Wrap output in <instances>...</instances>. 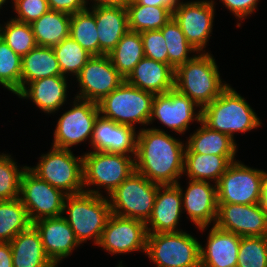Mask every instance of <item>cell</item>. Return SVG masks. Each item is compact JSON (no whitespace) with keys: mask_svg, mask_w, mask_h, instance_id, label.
Returning <instances> with one entry per match:
<instances>
[{"mask_svg":"<svg viewBox=\"0 0 267 267\" xmlns=\"http://www.w3.org/2000/svg\"><path fill=\"white\" fill-rule=\"evenodd\" d=\"M184 141L165 130L140 128L137 134L135 171L159 185H176L184 171Z\"/></svg>","mask_w":267,"mask_h":267,"instance_id":"1","label":"cell"},{"mask_svg":"<svg viewBox=\"0 0 267 267\" xmlns=\"http://www.w3.org/2000/svg\"><path fill=\"white\" fill-rule=\"evenodd\" d=\"M218 69L211 53H197L174 70V88L187 95L202 110L229 86L222 81Z\"/></svg>","mask_w":267,"mask_h":267,"instance_id":"2","label":"cell"},{"mask_svg":"<svg viewBox=\"0 0 267 267\" xmlns=\"http://www.w3.org/2000/svg\"><path fill=\"white\" fill-rule=\"evenodd\" d=\"M201 121L211 130L229 135L246 133L261 126L256 112L230 85L202 110Z\"/></svg>","mask_w":267,"mask_h":267,"instance_id":"3","label":"cell"},{"mask_svg":"<svg viewBox=\"0 0 267 267\" xmlns=\"http://www.w3.org/2000/svg\"><path fill=\"white\" fill-rule=\"evenodd\" d=\"M64 214H68L63 217L81 245L93 239V243L97 246L112 213L106 196L82 192L66 196Z\"/></svg>","mask_w":267,"mask_h":267,"instance_id":"4","label":"cell"},{"mask_svg":"<svg viewBox=\"0 0 267 267\" xmlns=\"http://www.w3.org/2000/svg\"><path fill=\"white\" fill-rule=\"evenodd\" d=\"M83 156L84 192L102 195L105 188L108 196L135 172V156L104 151L85 152ZM97 186L96 189H92ZM91 188V189H90Z\"/></svg>","mask_w":267,"mask_h":267,"instance_id":"5","label":"cell"},{"mask_svg":"<svg viewBox=\"0 0 267 267\" xmlns=\"http://www.w3.org/2000/svg\"><path fill=\"white\" fill-rule=\"evenodd\" d=\"M154 94L129 84L126 80L98 102L100 115L121 125H149ZM135 124V125H134Z\"/></svg>","mask_w":267,"mask_h":267,"instance_id":"6","label":"cell"},{"mask_svg":"<svg viewBox=\"0 0 267 267\" xmlns=\"http://www.w3.org/2000/svg\"><path fill=\"white\" fill-rule=\"evenodd\" d=\"M70 149L51 147L40 156L36 166L27 168L41 180L62 190L67 195L84 192L83 156H74Z\"/></svg>","mask_w":267,"mask_h":267,"instance_id":"7","label":"cell"},{"mask_svg":"<svg viewBox=\"0 0 267 267\" xmlns=\"http://www.w3.org/2000/svg\"><path fill=\"white\" fill-rule=\"evenodd\" d=\"M200 245L186 231L147 234L145 253L156 267H201Z\"/></svg>","mask_w":267,"mask_h":267,"instance_id":"8","label":"cell"},{"mask_svg":"<svg viewBox=\"0 0 267 267\" xmlns=\"http://www.w3.org/2000/svg\"><path fill=\"white\" fill-rule=\"evenodd\" d=\"M159 186L135 171L107 196L111 213L146 223L151 216Z\"/></svg>","mask_w":267,"mask_h":267,"instance_id":"9","label":"cell"},{"mask_svg":"<svg viewBox=\"0 0 267 267\" xmlns=\"http://www.w3.org/2000/svg\"><path fill=\"white\" fill-rule=\"evenodd\" d=\"M263 170L239 160L232 162L217 183L218 204H258L262 196Z\"/></svg>","mask_w":267,"mask_h":267,"instance_id":"10","label":"cell"},{"mask_svg":"<svg viewBox=\"0 0 267 267\" xmlns=\"http://www.w3.org/2000/svg\"><path fill=\"white\" fill-rule=\"evenodd\" d=\"M70 110L59 118L54 130L53 147L72 149V146L86 142L91 143L94 124L100 115L98 103L74 97Z\"/></svg>","mask_w":267,"mask_h":267,"instance_id":"11","label":"cell"},{"mask_svg":"<svg viewBox=\"0 0 267 267\" xmlns=\"http://www.w3.org/2000/svg\"><path fill=\"white\" fill-rule=\"evenodd\" d=\"M67 194L41 180L28 168L21 176L19 199L27 210L31 223L43 218L63 215Z\"/></svg>","mask_w":267,"mask_h":267,"instance_id":"12","label":"cell"},{"mask_svg":"<svg viewBox=\"0 0 267 267\" xmlns=\"http://www.w3.org/2000/svg\"><path fill=\"white\" fill-rule=\"evenodd\" d=\"M199 108L187 95L173 88L166 93L154 96L149 125L157 119L165 127L179 135H184L191 122H201L202 111Z\"/></svg>","mask_w":267,"mask_h":267,"instance_id":"13","label":"cell"},{"mask_svg":"<svg viewBox=\"0 0 267 267\" xmlns=\"http://www.w3.org/2000/svg\"><path fill=\"white\" fill-rule=\"evenodd\" d=\"M80 88L75 98L100 102L118 88L125 78L111 63L108 55L92 56L76 77Z\"/></svg>","mask_w":267,"mask_h":267,"instance_id":"14","label":"cell"},{"mask_svg":"<svg viewBox=\"0 0 267 267\" xmlns=\"http://www.w3.org/2000/svg\"><path fill=\"white\" fill-rule=\"evenodd\" d=\"M214 0L180 2L173 10V18L178 23L186 40L198 51L205 53L211 37L215 17Z\"/></svg>","mask_w":267,"mask_h":267,"instance_id":"15","label":"cell"},{"mask_svg":"<svg viewBox=\"0 0 267 267\" xmlns=\"http://www.w3.org/2000/svg\"><path fill=\"white\" fill-rule=\"evenodd\" d=\"M147 230L145 222L111 214L102 232L98 247L109 254H127L146 251Z\"/></svg>","mask_w":267,"mask_h":267,"instance_id":"16","label":"cell"},{"mask_svg":"<svg viewBox=\"0 0 267 267\" xmlns=\"http://www.w3.org/2000/svg\"><path fill=\"white\" fill-rule=\"evenodd\" d=\"M188 180V186L184 191L180 182L176 184L182 196V209L195 227L204 232L211 223L215 225L217 220V184L213 185L209 181Z\"/></svg>","mask_w":267,"mask_h":267,"instance_id":"17","label":"cell"},{"mask_svg":"<svg viewBox=\"0 0 267 267\" xmlns=\"http://www.w3.org/2000/svg\"><path fill=\"white\" fill-rule=\"evenodd\" d=\"M215 225L241 237H267V213L258 204H218Z\"/></svg>","mask_w":267,"mask_h":267,"instance_id":"18","label":"cell"},{"mask_svg":"<svg viewBox=\"0 0 267 267\" xmlns=\"http://www.w3.org/2000/svg\"><path fill=\"white\" fill-rule=\"evenodd\" d=\"M32 225L40 234L46 255L56 267L80 246L75 233L63 215L43 218Z\"/></svg>","mask_w":267,"mask_h":267,"instance_id":"19","label":"cell"},{"mask_svg":"<svg viewBox=\"0 0 267 267\" xmlns=\"http://www.w3.org/2000/svg\"><path fill=\"white\" fill-rule=\"evenodd\" d=\"M182 196L177 185H160L157 190L153 210L145 223L148 234L180 232L182 216ZM180 219V220H179Z\"/></svg>","mask_w":267,"mask_h":267,"instance_id":"20","label":"cell"},{"mask_svg":"<svg viewBox=\"0 0 267 267\" xmlns=\"http://www.w3.org/2000/svg\"><path fill=\"white\" fill-rule=\"evenodd\" d=\"M135 129L99 115L94 124L91 148L93 151L135 156L138 134Z\"/></svg>","mask_w":267,"mask_h":267,"instance_id":"21","label":"cell"},{"mask_svg":"<svg viewBox=\"0 0 267 267\" xmlns=\"http://www.w3.org/2000/svg\"><path fill=\"white\" fill-rule=\"evenodd\" d=\"M206 240L200 245L201 267H237L241 236L213 225Z\"/></svg>","mask_w":267,"mask_h":267,"instance_id":"22","label":"cell"},{"mask_svg":"<svg viewBox=\"0 0 267 267\" xmlns=\"http://www.w3.org/2000/svg\"><path fill=\"white\" fill-rule=\"evenodd\" d=\"M67 77H45L28 83L17 96L29 99L44 113L55 114L67 101Z\"/></svg>","mask_w":267,"mask_h":267,"instance_id":"23","label":"cell"},{"mask_svg":"<svg viewBox=\"0 0 267 267\" xmlns=\"http://www.w3.org/2000/svg\"><path fill=\"white\" fill-rule=\"evenodd\" d=\"M100 56L110 53L124 34L129 31L127 8L94 6Z\"/></svg>","mask_w":267,"mask_h":267,"instance_id":"24","label":"cell"},{"mask_svg":"<svg viewBox=\"0 0 267 267\" xmlns=\"http://www.w3.org/2000/svg\"><path fill=\"white\" fill-rule=\"evenodd\" d=\"M125 80L143 91L162 94L174 88V70L144 56Z\"/></svg>","mask_w":267,"mask_h":267,"instance_id":"25","label":"cell"},{"mask_svg":"<svg viewBox=\"0 0 267 267\" xmlns=\"http://www.w3.org/2000/svg\"><path fill=\"white\" fill-rule=\"evenodd\" d=\"M13 267H56L46 255L41 237L31 225L10 241Z\"/></svg>","mask_w":267,"mask_h":267,"instance_id":"26","label":"cell"},{"mask_svg":"<svg viewBox=\"0 0 267 267\" xmlns=\"http://www.w3.org/2000/svg\"><path fill=\"white\" fill-rule=\"evenodd\" d=\"M236 155H213L184 153V171L188 179L213 181L217 184L229 165L236 161Z\"/></svg>","mask_w":267,"mask_h":267,"instance_id":"27","label":"cell"},{"mask_svg":"<svg viewBox=\"0 0 267 267\" xmlns=\"http://www.w3.org/2000/svg\"><path fill=\"white\" fill-rule=\"evenodd\" d=\"M58 75L62 73L52 47L37 45L22 57L20 91L34 80Z\"/></svg>","mask_w":267,"mask_h":267,"instance_id":"28","label":"cell"},{"mask_svg":"<svg viewBox=\"0 0 267 267\" xmlns=\"http://www.w3.org/2000/svg\"><path fill=\"white\" fill-rule=\"evenodd\" d=\"M200 127L190 134L185 153L236 155L237 144L229 135L211 130L202 121Z\"/></svg>","mask_w":267,"mask_h":267,"instance_id":"29","label":"cell"},{"mask_svg":"<svg viewBox=\"0 0 267 267\" xmlns=\"http://www.w3.org/2000/svg\"><path fill=\"white\" fill-rule=\"evenodd\" d=\"M71 15L48 10L30 24L38 46L54 47L70 36Z\"/></svg>","mask_w":267,"mask_h":267,"instance_id":"30","label":"cell"},{"mask_svg":"<svg viewBox=\"0 0 267 267\" xmlns=\"http://www.w3.org/2000/svg\"><path fill=\"white\" fill-rule=\"evenodd\" d=\"M107 55L113 66L126 79L144 57L141 33L129 30Z\"/></svg>","mask_w":267,"mask_h":267,"instance_id":"31","label":"cell"},{"mask_svg":"<svg viewBox=\"0 0 267 267\" xmlns=\"http://www.w3.org/2000/svg\"><path fill=\"white\" fill-rule=\"evenodd\" d=\"M129 30L144 32L161 29L172 17L173 12L166 7L144 6L134 0L127 5Z\"/></svg>","mask_w":267,"mask_h":267,"instance_id":"32","label":"cell"},{"mask_svg":"<svg viewBox=\"0 0 267 267\" xmlns=\"http://www.w3.org/2000/svg\"><path fill=\"white\" fill-rule=\"evenodd\" d=\"M32 225L19 198L0 200V242H10Z\"/></svg>","mask_w":267,"mask_h":267,"instance_id":"33","label":"cell"},{"mask_svg":"<svg viewBox=\"0 0 267 267\" xmlns=\"http://www.w3.org/2000/svg\"><path fill=\"white\" fill-rule=\"evenodd\" d=\"M160 30L165 38L167 46L168 65L173 70L191 60L195 54L198 53L186 40L182 29L173 17ZM191 53L195 54L190 57Z\"/></svg>","mask_w":267,"mask_h":267,"instance_id":"34","label":"cell"},{"mask_svg":"<svg viewBox=\"0 0 267 267\" xmlns=\"http://www.w3.org/2000/svg\"><path fill=\"white\" fill-rule=\"evenodd\" d=\"M70 36L92 56H100L95 16L89 7L71 15Z\"/></svg>","mask_w":267,"mask_h":267,"instance_id":"35","label":"cell"},{"mask_svg":"<svg viewBox=\"0 0 267 267\" xmlns=\"http://www.w3.org/2000/svg\"><path fill=\"white\" fill-rule=\"evenodd\" d=\"M52 49L58 60L62 76H67V78L69 74L76 78L83 66L92 57V55L79 43L74 41L71 36L52 47Z\"/></svg>","mask_w":267,"mask_h":267,"instance_id":"36","label":"cell"},{"mask_svg":"<svg viewBox=\"0 0 267 267\" xmlns=\"http://www.w3.org/2000/svg\"><path fill=\"white\" fill-rule=\"evenodd\" d=\"M0 37L20 57L37 46L30 24L16 21L12 17L4 25L0 24Z\"/></svg>","mask_w":267,"mask_h":267,"instance_id":"37","label":"cell"},{"mask_svg":"<svg viewBox=\"0 0 267 267\" xmlns=\"http://www.w3.org/2000/svg\"><path fill=\"white\" fill-rule=\"evenodd\" d=\"M21 61L22 57L0 37V85L15 95L20 92Z\"/></svg>","mask_w":267,"mask_h":267,"instance_id":"38","label":"cell"},{"mask_svg":"<svg viewBox=\"0 0 267 267\" xmlns=\"http://www.w3.org/2000/svg\"><path fill=\"white\" fill-rule=\"evenodd\" d=\"M10 154H0V200L19 198L21 176L27 166H17Z\"/></svg>","mask_w":267,"mask_h":267,"instance_id":"39","label":"cell"},{"mask_svg":"<svg viewBox=\"0 0 267 267\" xmlns=\"http://www.w3.org/2000/svg\"><path fill=\"white\" fill-rule=\"evenodd\" d=\"M237 267H267V237H241Z\"/></svg>","mask_w":267,"mask_h":267,"instance_id":"40","label":"cell"},{"mask_svg":"<svg viewBox=\"0 0 267 267\" xmlns=\"http://www.w3.org/2000/svg\"><path fill=\"white\" fill-rule=\"evenodd\" d=\"M144 56L168 64V53L165 38L161 30L141 32Z\"/></svg>","mask_w":267,"mask_h":267,"instance_id":"41","label":"cell"},{"mask_svg":"<svg viewBox=\"0 0 267 267\" xmlns=\"http://www.w3.org/2000/svg\"><path fill=\"white\" fill-rule=\"evenodd\" d=\"M12 3L17 14L12 19L27 24L33 23L50 10L47 0H13Z\"/></svg>","mask_w":267,"mask_h":267,"instance_id":"42","label":"cell"},{"mask_svg":"<svg viewBox=\"0 0 267 267\" xmlns=\"http://www.w3.org/2000/svg\"><path fill=\"white\" fill-rule=\"evenodd\" d=\"M223 5L235 16L236 19L240 21L237 23V27L241 26V21L247 16L257 10V5L259 0H219Z\"/></svg>","mask_w":267,"mask_h":267,"instance_id":"43","label":"cell"},{"mask_svg":"<svg viewBox=\"0 0 267 267\" xmlns=\"http://www.w3.org/2000/svg\"><path fill=\"white\" fill-rule=\"evenodd\" d=\"M49 9L75 14L85 10L88 7L86 0H47Z\"/></svg>","mask_w":267,"mask_h":267,"instance_id":"44","label":"cell"},{"mask_svg":"<svg viewBox=\"0 0 267 267\" xmlns=\"http://www.w3.org/2000/svg\"><path fill=\"white\" fill-rule=\"evenodd\" d=\"M137 4L144 6L166 7L173 10L180 4L181 0H134Z\"/></svg>","mask_w":267,"mask_h":267,"instance_id":"45","label":"cell"},{"mask_svg":"<svg viewBox=\"0 0 267 267\" xmlns=\"http://www.w3.org/2000/svg\"><path fill=\"white\" fill-rule=\"evenodd\" d=\"M0 267H13L10 242H0Z\"/></svg>","mask_w":267,"mask_h":267,"instance_id":"46","label":"cell"},{"mask_svg":"<svg viewBox=\"0 0 267 267\" xmlns=\"http://www.w3.org/2000/svg\"><path fill=\"white\" fill-rule=\"evenodd\" d=\"M92 1V6L90 4V7L94 6H108V7H121V8H127V5L130 3L129 0H90ZM88 3L89 0H86Z\"/></svg>","mask_w":267,"mask_h":267,"instance_id":"47","label":"cell"},{"mask_svg":"<svg viewBox=\"0 0 267 267\" xmlns=\"http://www.w3.org/2000/svg\"><path fill=\"white\" fill-rule=\"evenodd\" d=\"M260 204L267 213V171H263L262 175V196Z\"/></svg>","mask_w":267,"mask_h":267,"instance_id":"48","label":"cell"},{"mask_svg":"<svg viewBox=\"0 0 267 267\" xmlns=\"http://www.w3.org/2000/svg\"><path fill=\"white\" fill-rule=\"evenodd\" d=\"M11 1H13V0H11ZM6 3H8V0H0V9H2L3 7V5H5Z\"/></svg>","mask_w":267,"mask_h":267,"instance_id":"49","label":"cell"},{"mask_svg":"<svg viewBox=\"0 0 267 267\" xmlns=\"http://www.w3.org/2000/svg\"><path fill=\"white\" fill-rule=\"evenodd\" d=\"M116 267H124V266L122 265V261L119 262L118 266H116Z\"/></svg>","mask_w":267,"mask_h":267,"instance_id":"50","label":"cell"}]
</instances>
